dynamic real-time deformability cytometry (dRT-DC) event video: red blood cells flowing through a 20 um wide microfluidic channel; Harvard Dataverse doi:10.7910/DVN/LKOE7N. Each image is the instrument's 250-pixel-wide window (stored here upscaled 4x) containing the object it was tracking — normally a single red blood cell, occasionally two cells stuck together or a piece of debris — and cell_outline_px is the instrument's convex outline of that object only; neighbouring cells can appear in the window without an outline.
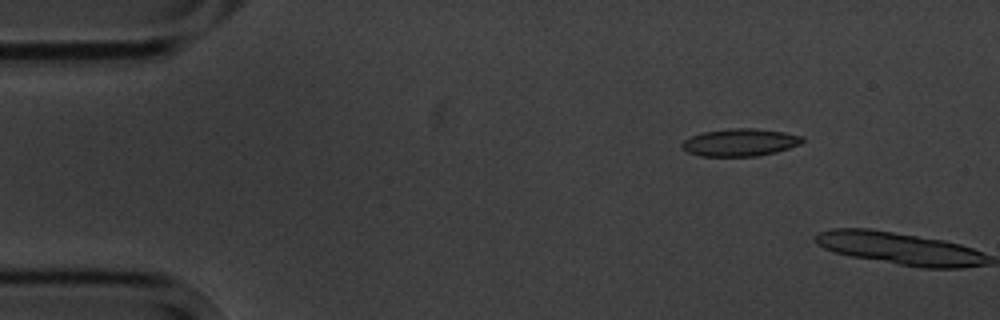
{"species": "common noctule bat (a hibernating species)", "species_latin": "Nyctalus noctula", "temperature_condition": "cold", "stored_images_in_passage": 2, "camera_frame_rate_fps": 3000, "um_per_image_px": 0.085, "animal": {"sex": "male", "body_mass_g": 20.1, "forearm_length_mm": 53.5}, "frame": {"image": 1, "passage_image": 1, "time_ms": 0.0, "image_size_px": [1000, 320], "cell_outline_px": [[804, 140], [800, 144], [776, 152], [756, 156], [700, 156], [688, 152], [680, 144], [684, 140], [692, 136], [704, 132], [728, 128], [756, 128], [784, 132], [804, 136]], "centroid_in_image_um": [62.92, 12.1], "position_along_channel_um": 22.1, "area_um2": 19.25}}